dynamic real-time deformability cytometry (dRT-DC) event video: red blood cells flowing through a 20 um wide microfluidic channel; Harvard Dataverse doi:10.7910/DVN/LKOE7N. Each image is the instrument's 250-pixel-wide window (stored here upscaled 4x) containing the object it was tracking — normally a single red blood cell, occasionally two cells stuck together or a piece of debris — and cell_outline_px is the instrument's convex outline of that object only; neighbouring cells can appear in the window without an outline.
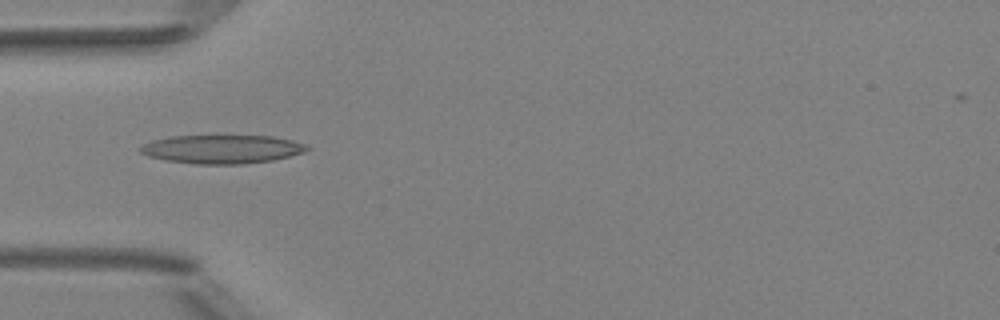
{"species": "Egyptian fruit bat (a non-hibernating species)", "species_latin": "Rousettus aegyptiacus", "temperature_condition": "room temperature", "stored_images_in_passage": 5, "camera_frame_rate_fps": 3000, "um_per_image_px": 0.085, "animal": {"sex": "female"}, "frame": {"image": 1, "passage_image": 5, "time_ms": 4.667, "image_size_px": [1000, 320], "cell_outline_px": [[312, 148], [304, 152], [272, 160], [240, 164], [196, 164], [164, 160], [148, 156], [140, 152], [140, 148], [144, 144], [152, 140], [168, 136], [272, 136], [292, 140], [304, 144]], "centroid_in_image_um": [18.85, 12.68], "position_along_channel_um": 66.1, "area_um2": 27.69}}